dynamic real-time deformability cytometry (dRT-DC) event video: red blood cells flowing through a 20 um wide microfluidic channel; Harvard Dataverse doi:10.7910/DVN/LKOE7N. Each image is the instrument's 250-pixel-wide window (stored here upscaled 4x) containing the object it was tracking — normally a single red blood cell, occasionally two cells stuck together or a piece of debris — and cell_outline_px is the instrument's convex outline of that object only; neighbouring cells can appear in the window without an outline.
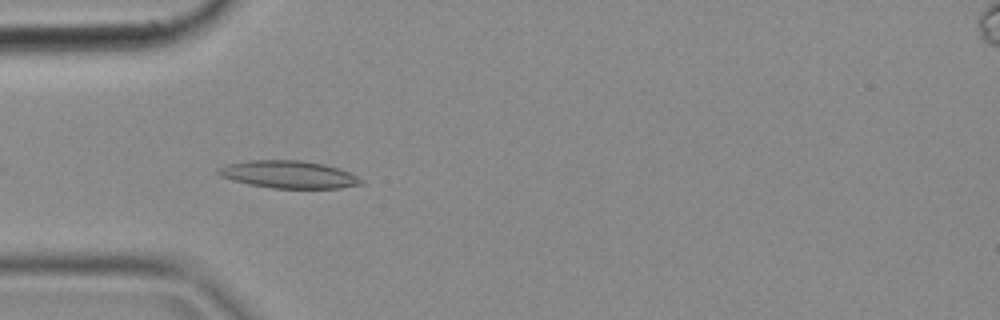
{"species": "common noctule bat (a hibernating species)", "species_latin": "Nyctalus noctula", "temperature_condition": "cold", "stored_images_in_passage": 50, "camera_frame_rate_fps": 3000, "um_per_image_px": 0.085, "animal": {"sex": "female", "body_mass_g": 18.4}, "frame": {"image": 1, "passage_image": 15, "time_ms": 4.667, "image_size_px": [1000, 320], "cell_outline_px": [[364, 184], [340, 188], [272, 188], [248, 184], [232, 180], [220, 176], [216, 172], [216, 168], [224, 164], [248, 160], [300, 160], [324, 164], [348, 172], [364, 180]], "centroid_in_image_um": [24.48, 14.83], "position_along_channel_um": 60.5, "area_um2": 23.0}}
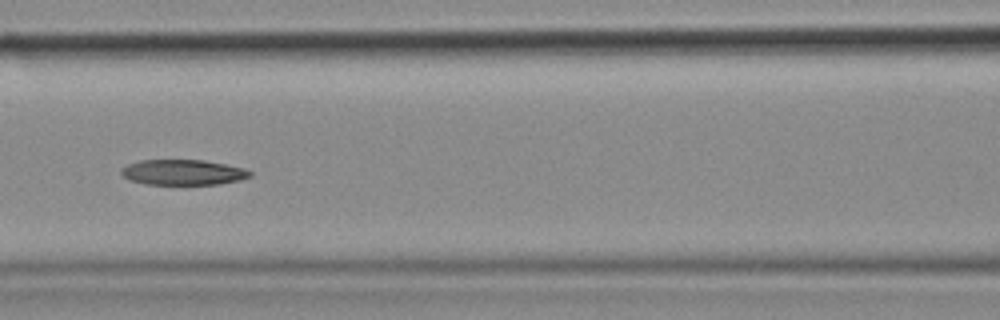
{"frame": {"image": 2, "passage_image": 22, "time_ms": 7.0, "image_size_px": [1000, 320], "cell_outline_px": [[252, 176], [240, 180], [220, 184], [144, 184], [128, 180], [120, 172], [120, 168], [128, 164], [140, 160], [204, 160], [244, 168], [252, 172]], "centroid_in_image_um": [15.54, 14.65], "position_along_channel_um": 151.1, "area_um2": 19.13}}
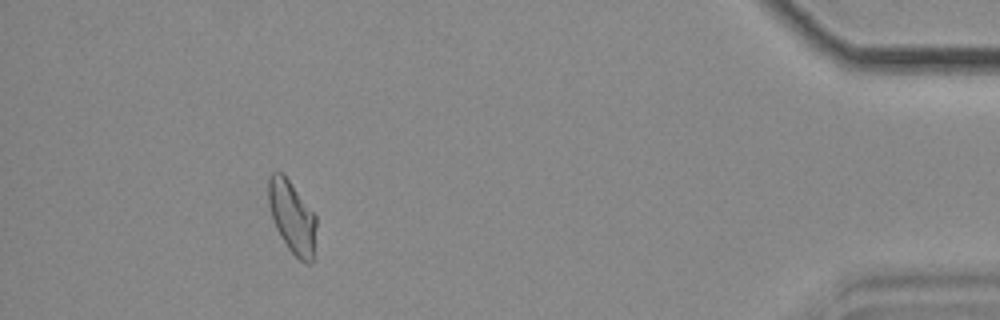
{"frame": {"image": 3, "passage_image": 46, "time_ms": 15.0, "image_size_px": [1000, 320], "cell_outline_px": [[316, 224], [312, 264], [304, 264], [288, 248], [276, 228], [268, 204], [268, 176], [272, 172], [280, 172], [288, 180], [316, 216]], "centroid_in_image_um": [24.82, 18.47], "position_along_channel_um": 410.4, "area_um2": 19.83}}